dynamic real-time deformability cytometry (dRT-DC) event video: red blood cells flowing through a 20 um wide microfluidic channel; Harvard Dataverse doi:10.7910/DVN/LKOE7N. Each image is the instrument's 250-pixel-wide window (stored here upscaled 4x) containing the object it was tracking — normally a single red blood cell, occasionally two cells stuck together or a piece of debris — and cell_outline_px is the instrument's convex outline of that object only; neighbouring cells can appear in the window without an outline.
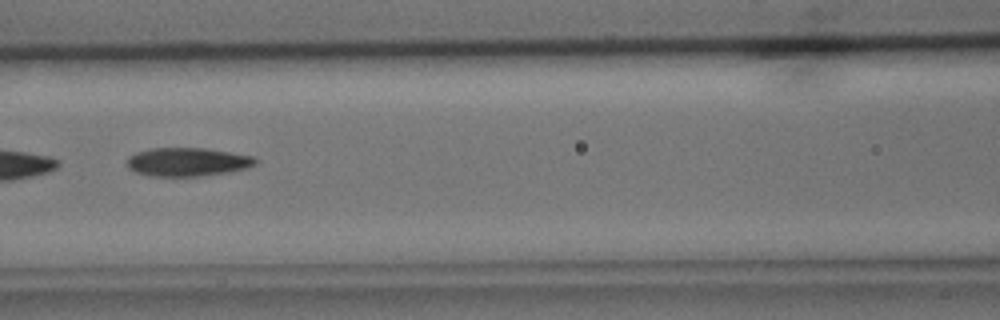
{"species": "common noctule bat (a hibernating species)", "species_latin": "Nyctalus noctula", "temperature_condition": "cold", "stored_images_in_passage": 9, "camera_frame_rate_fps": 3000, "um_per_image_px": 0.085, "animal": {"sex": "male", "body_mass_g": 15.6}, "frame": {"image": 1, "passage_image": 7, "time_ms": 8.0, "image_size_px": [1000, 320], "cell_outline_px": [[260, 160], [256, 164], [248, 168], [228, 172], [200, 176], [152, 176], [136, 172], [128, 168], [124, 164], [128, 156], [136, 152], [152, 148], [204, 148], [256, 156]], "centroid_in_image_um": [15.95, 13.76], "position_along_channel_um": 150.7, "area_um2": 21.68}}
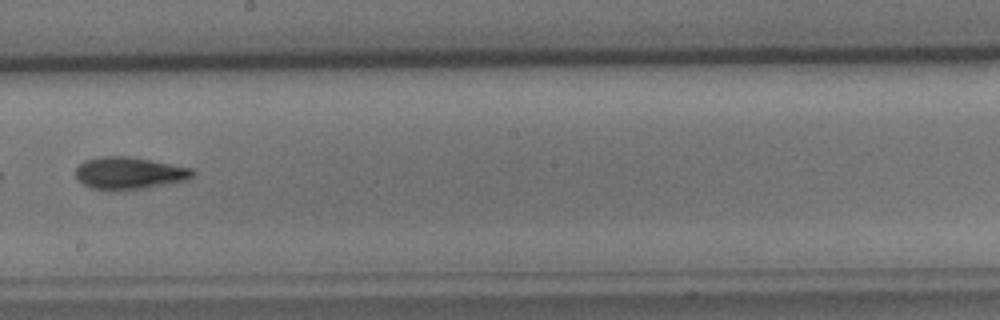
{"frame": {"image": 2, "passage_image": 9, "time_ms": 10.333, "image_size_px": [1000, 320], "cell_outline_px": [[196, 172], [188, 180], [148, 188], [92, 188], [76, 180], [76, 168], [84, 160], [100, 156], [128, 156], [192, 168]], "centroid_in_image_um": [11.0, 14.69], "position_along_channel_um": 237.2, "area_um2": 21.56}}